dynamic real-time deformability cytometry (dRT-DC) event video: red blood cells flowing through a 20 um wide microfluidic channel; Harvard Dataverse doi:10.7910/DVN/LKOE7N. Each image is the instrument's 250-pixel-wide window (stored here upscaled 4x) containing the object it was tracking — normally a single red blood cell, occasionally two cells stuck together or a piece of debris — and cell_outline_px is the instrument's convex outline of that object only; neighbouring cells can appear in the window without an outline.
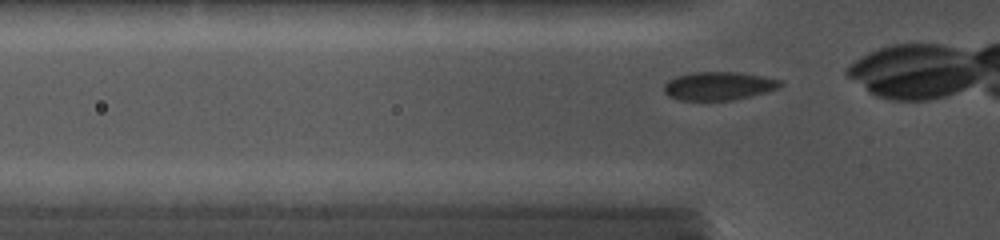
{"species": "common noctule bat (a hibernating species)", "species_latin": "Nyctalus noctula", "temperature_condition": "cold", "stored_images_in_passage": 43, "camera_frame_rate_fps": 5000, "um_per_image_px": 0.085, "animal": {"sex": "female", "body_mass_g": 19.0, "forearm_length_mm": 56.7}, "frame": {"image": 1, "passage_image": 2, "time_ms": 0.2, "image_size_px": [1000, 240], "cell_outline_px": [[784, 84], [780, 88], [732, 100], [680, 100], [668, 96], [664, 92], [664, 84], [668, 80], [676, 76], [692, 72], [740, 72], [764, 76], [784, 80]], "centroid_in_image_um": [61.11, 7.29], "position_along_channel_um": 64.7, "area_um2": 19.36}}
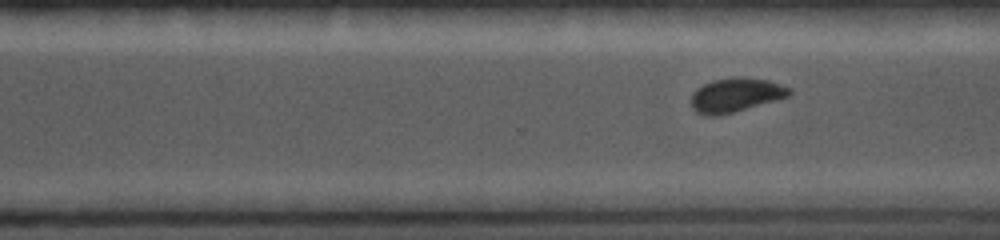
{"frame": {"image": 2, "passage_image": 32, "time_ms": 6.2, "image_size_px": [1000, 240], "cell_outline_px": [[792, 92], [788, 96], [776, 100], [732, 112], [716, 116], [704, 116], [696, 112], [692, 108], [692, 92], [696, 88], [712, 80], [768, 80], [792, 88]], "centroid_in_image_um": [62.5, 8.13], "position_along_channel_um": 308.1, "area_um2": 18.67}}
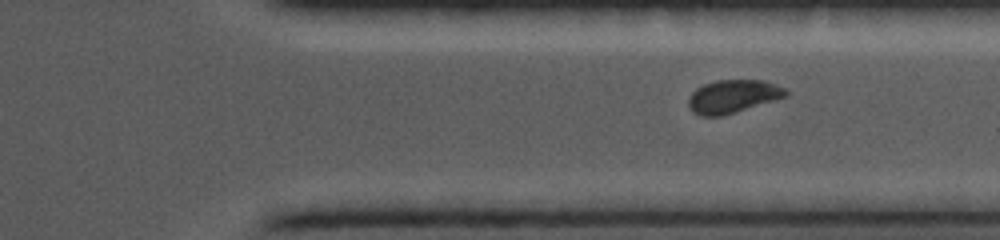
{"frame": {"image": 3, "passage_image": 37, "time_ms": 7.2, "image_size_px": [1000, 240], "cell_outline_px": [[788, 96], [736, 112], [720, 116], [700, 116], [692, 112], [688, 108], [688, 96], [696, 88], [704, 84], [716, 80], [764, 80], [784, 88], [788, 92]], "centroid_in_image_um": [62.26, 8.2], "position_along_channel_um": 349.1, "area_um2": 18.9}}